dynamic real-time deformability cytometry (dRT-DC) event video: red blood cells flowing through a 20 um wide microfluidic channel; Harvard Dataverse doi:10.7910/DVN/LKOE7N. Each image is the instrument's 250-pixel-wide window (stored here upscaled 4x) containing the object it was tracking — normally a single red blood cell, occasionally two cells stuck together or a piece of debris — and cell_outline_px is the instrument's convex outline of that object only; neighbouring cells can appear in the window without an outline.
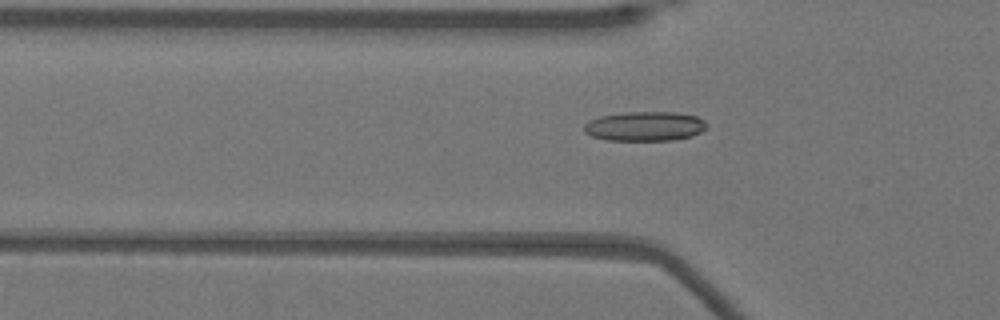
{"species": "Egyptian fruit bat (a non-hibernating species)", "species_latin": "Rousettus aegyptiacus", "temperature_condition": "warm", "stored_images_in_passage": 52, "camera_frame_rate_fps": 3000, "um_per_image_px": 0.085, "animal": {"sex": "female"}, "frame": {"image": 1, "passage_image": 17, "time_ms": 5.333, "image_size_px": [1000, 320], "cell_outline_px": [[708, 128], [692, 136], [672, 140], [608, 140], [592, 136], [584, 132], [584, 124], [588, 120], [600, 116], [628, 112], [676, 112], [696, 116], [704, 120], [708, 124]], "centroid_in_image_um": [54.83, 10.73], "position_along_channel_um": 71.0, "area_um2": 21.15}}
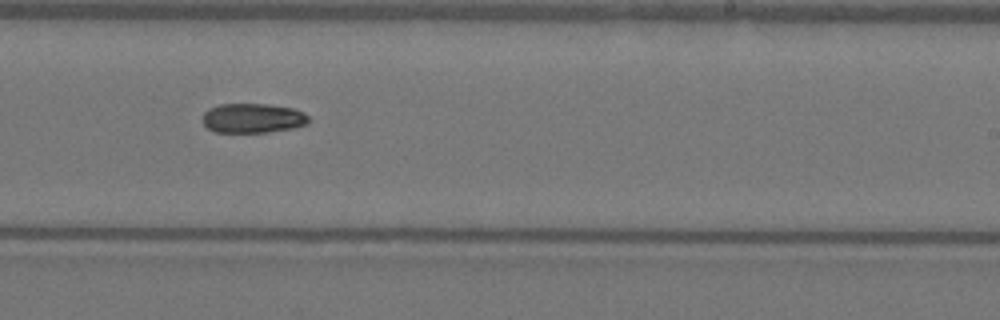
{"frame": {"image": 2, "passage_image": 32, "time_ms": 10.333, "image_size_px": [1000, 320], "cell_outline_px": [[308, 120], [304, 124], [292, 128], [268, 132], [216, 132], [208, 128], [204, 124], [204, 112], [208, 108], [220, 104], [268, 104], [292, 108], [304, 112], [308, 116]], "centroid_in_image_um": [21.47, 10.03], "position_along_channel_um": 267.5, "area_um2": 18.09}}
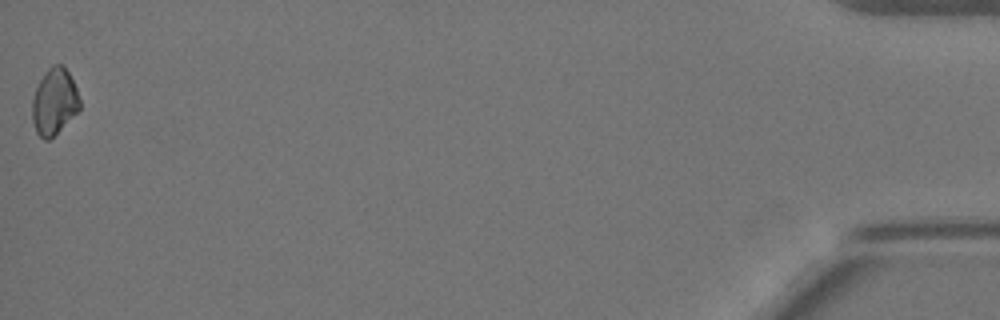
{"frame": {"image": 3, "passage_image": 52, "time_ms": 17.0, "image_size_px": [1000, 320], "cell_outline_px": [[80, 108], [48, 140], [44, 140], [36, 132], [32, 120], [32, 100], [36, 88], [44, 72], [52, 64], [60, 64], [68, 72], [76, 88], [80, 100]], "centroid_in_image_um": [4.59, 8.62], "position_along_channel_um": 430.6, "area_um2": 17.98}}